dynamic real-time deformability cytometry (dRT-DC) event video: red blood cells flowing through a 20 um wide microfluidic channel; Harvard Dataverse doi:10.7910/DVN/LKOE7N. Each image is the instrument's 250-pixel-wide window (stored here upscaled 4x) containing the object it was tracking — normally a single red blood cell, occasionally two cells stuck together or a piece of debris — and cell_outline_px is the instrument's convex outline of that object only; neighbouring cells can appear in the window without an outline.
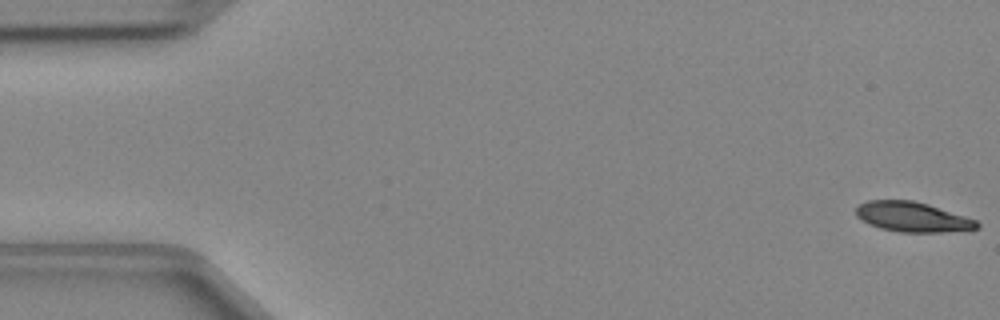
{"species": "Egyptian fruit bat (a non-hibernating species)", "species_latin": "Rousettus aegyptiacus", "temperature_condition": "cold", "stored_images_in_passage": 47, "camera_frame_rate_fps": 3000, "um_per_image_px": 0.085, "animal": {"sex": "female"}, "frame": {"image": 1, "passage_image": 1, "time_ms": 0.0, "image_size_px": [1000, 320], "cell_outline_px": [[980, 228], [944, 232], [900, 232], [880, 228], [868, 224], [856, 216], [856, 208], [860, 204], [868, 200], [912, 200], [928, 204], [976, 220], [980, 224]], "centroid_in_image_um": [77.54, 18.44], "position_along_channel_um": 7.5, "area_um2": 20.98}}
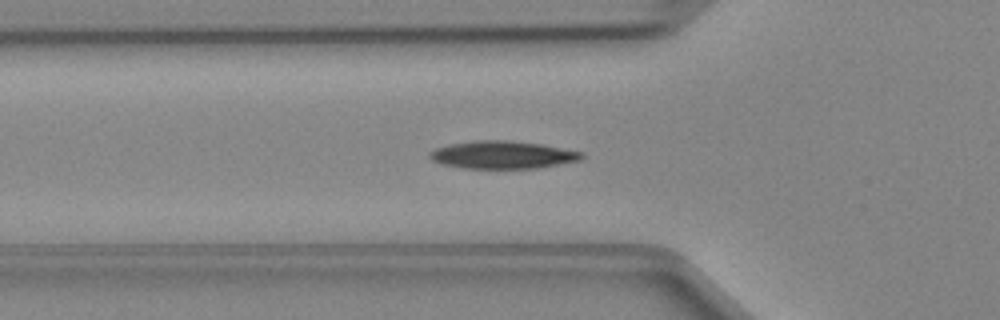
{"frame": {"image": 2, "passage_image": 16, "time_ms": 5.0, "image_size_px": [1000, 320], "cell_outline_px": [[584, 156], [580, 160], [536, 168], [464, 168], [440, 164], [432, 160], [428, 156], [428, 152], [436, 148], [448, 144], [476, 140], [508, 140], [540, 144], [584, 152]], "centroid_in_image_um": [42.67, 13.15], "position_along_channel_um": 83.1, "area_um2": 24.51}}
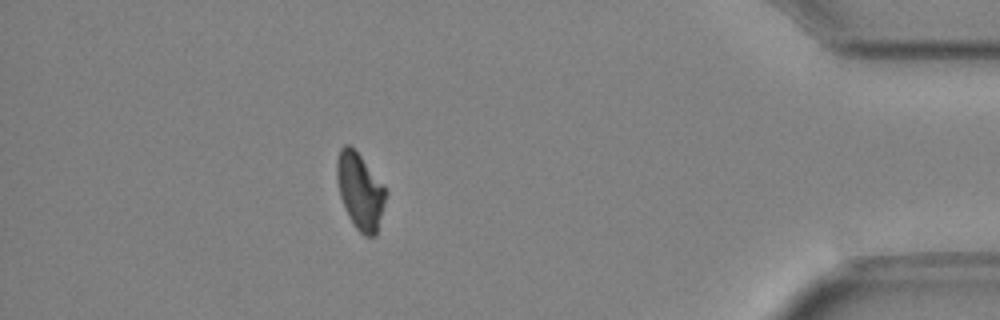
{"frame": {"image": 3, "passage_image": 42, "time_ms": 13.667, "image_size_px": [1000, 320], "cell_outline_px": [[388, 192], [376, 236], [364, 236], [356, 228], [340, 196], [336, 180], [336, 160], [340, 148], [344, 144], [348, 144], [360, 156]], "centroid_in_image_um": [30.6, 16.25], "position_along_channel_um": 404.6, "area_um2": 21.33}}